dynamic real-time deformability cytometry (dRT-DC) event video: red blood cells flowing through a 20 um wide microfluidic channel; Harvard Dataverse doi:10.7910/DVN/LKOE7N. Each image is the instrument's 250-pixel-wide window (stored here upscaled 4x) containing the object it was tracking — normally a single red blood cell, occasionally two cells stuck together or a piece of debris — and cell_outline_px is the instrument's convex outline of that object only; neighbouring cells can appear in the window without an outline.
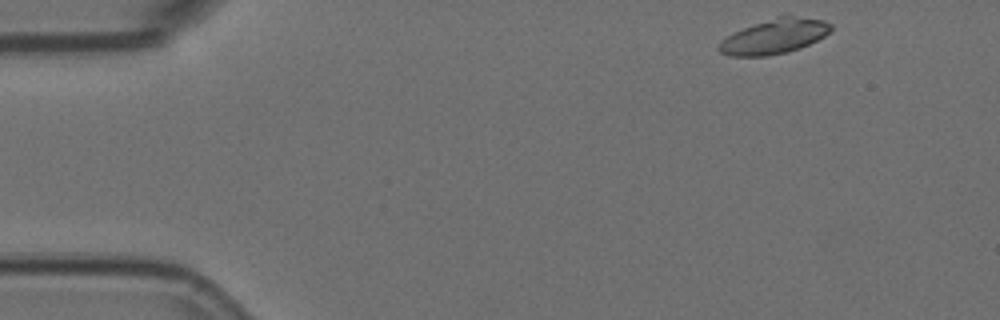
{"species": "Egyptian fruit bat (a non-hibernating species)", "species_latin": "Rousettus aegyptiacus", "temperature_condition": "room temperature", "stored_images_in_passage": 52, "camera_frame_rate_fps": 3000, "um_per_image_px": 0.085, "animal": {"sex": "female"}, "frame": {"image": 1, "passage_image": 1, "time_ms": 0.0, "image_size_px": [1000, 320], "cell_outline_px": [[832, 28], [824, 36], [800, 48], [788, 52], [768, 56], [728, 56], [720, 52], [716, 48], [720, 40], [744, 28], [784, 12], [824, 20], [832, 24]], "centroid_in_image_um": [65.83, 3.06], "position_along_channel_um": 19.2, "area_um2": 23.18}}
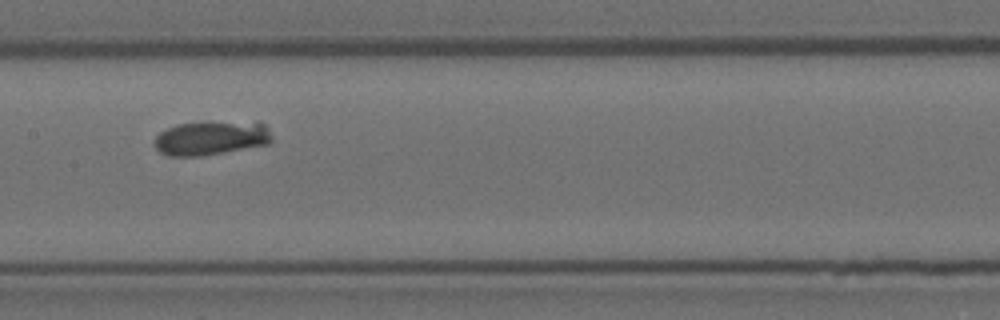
{"frame": {"image": 2, "passage_image": 23, "time_ms": 7.333, "image_size_px": [1000, 320], "cell_outline_px": [[272, 140], [268, 144], [200, 156], [172, 156], [160, 152], [156, 148], [156, 136], [160, 132], [176, 124], [256, 120], [264, 124], [268, 128], [272, 136]], "centroid_in_image_um": [18.0, 11.71], "position_along_channel_um": 189.4, "area_um2": 23.35}}
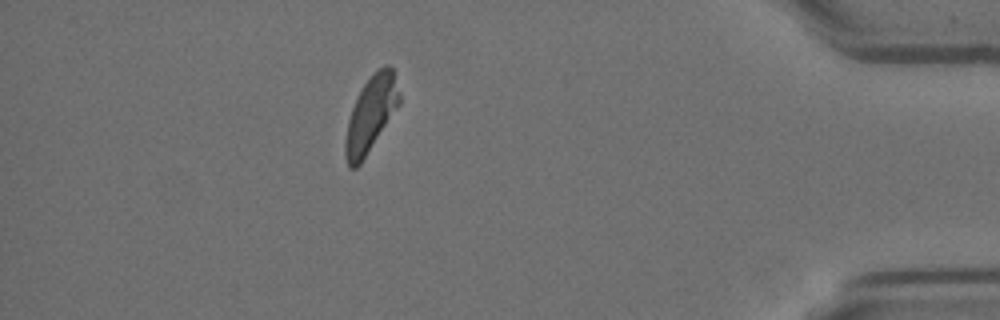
{"frame": {"image": 3, "passage_image": 45, "time_ms": 14.667, "image_size_px": [1000, 320], "cell_outline_px": [[400, 104], [360, 164], [356, 168], [348, 168], [344, 156], [344, 144], [348, 120], [352, 108], [364, 84], [384, 64], [388, 64], [392, 68], [400, 92]], "centroid_in_image_um": [31.51, 9.74], "position_along_channel_um": 403.7, "area_um2": 23.41}}